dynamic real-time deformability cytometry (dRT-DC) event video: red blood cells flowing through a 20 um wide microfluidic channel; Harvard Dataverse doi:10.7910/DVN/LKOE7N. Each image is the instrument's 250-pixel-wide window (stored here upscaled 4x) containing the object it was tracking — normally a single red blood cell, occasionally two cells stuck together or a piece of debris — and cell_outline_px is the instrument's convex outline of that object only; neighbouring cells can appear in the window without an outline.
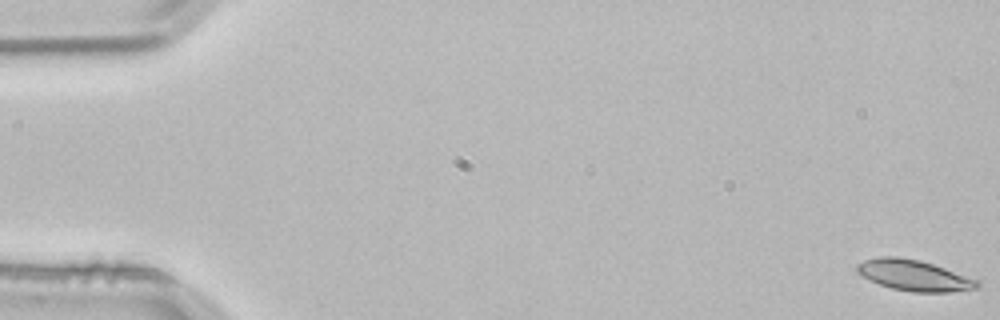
{"species": "common noctule bat (a hibernating species)", "species_latin": "Nyctalus noctula", "temperature_condition": "room temperature", "stored_images_in_passage": 4, "camera_frame_rate_fps": 3000, "um_per_image_px": 0.085, "animal": {"sex": "male", "body_mass_g": 21.5, "forearm_length_mm": 52.0}, "frame": {"image": 1, "passage_image": 1, "time_ms": 0.0, "image_size_px": [1000, 320], "cell_outline_px": [[980, 284], [976, 288], [948, 292], [912, 292], [892, 288], [880, 284], [856, 272], [856, 264], [864, 260], [880, 256], [896, 256], [920, 260], [980, 280]], "centroid_in_image_um": [77.69, 23.4], "position_along_channel_um": 7.3, "area_um2": 21.44}}
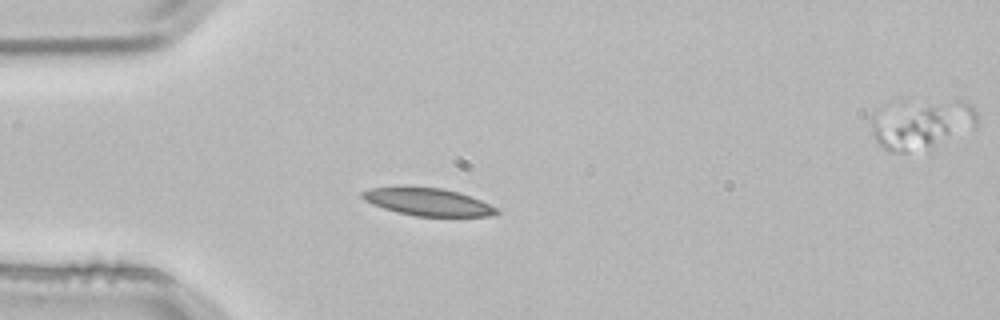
{"frame": {"image": 2, "passage_image": 3, "time_ms": 0.667, "image_size_px": [1000, 320], "cell_outline_px": [[500, 212], [488, 216], [416, 216], [396, 212], [372, 204], [364, 200], [360, 196], [360, 192], [368, 188], [440, 188], [456, 192], [480, 200], [500, 208]], "centroid_in_image_um": [36.37, 17.19], "position_along_channel_um": 48.6, "area_um2": 21.1}}